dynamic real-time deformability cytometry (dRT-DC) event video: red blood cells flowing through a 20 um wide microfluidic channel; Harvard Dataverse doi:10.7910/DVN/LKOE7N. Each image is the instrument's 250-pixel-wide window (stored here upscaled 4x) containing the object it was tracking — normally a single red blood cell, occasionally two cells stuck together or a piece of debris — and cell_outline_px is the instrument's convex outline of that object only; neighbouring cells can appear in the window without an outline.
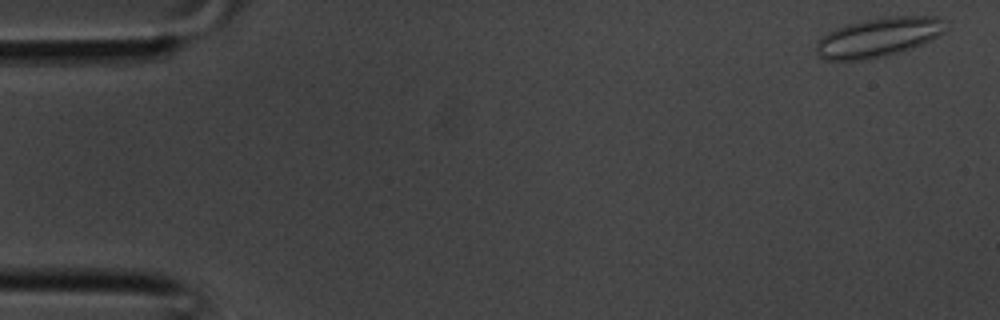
{"species": "common noctule bat (a hibernating species)", "species_latin": "Nyctalus noctula", "temperature_condition": "room temperature", "stored_images_in_passage": 9, "camera_frame_rate_fps": 3000, "um_per_image_px": 0.085, "animal": {"sex": "male", "body_mass_g": 20.1, "forearm_length_mm": 53.5}, "frame": {"image": 1, "passage_image": 1, "time_ms": 0.0, "image_size_px": [1000, 320], "cell_outline_px": [[948, 28], [944, 32], [932, 40], [924, 44], [900, 52], [868, 60], [828, 60], [820, 56], [816, 52], [816, 40], [828, 32], [836, 28], [848, 24], [868, 20], [892, 16], [936, 16]], "centroid_in_image_um": [74.67, 3.18], "position_along_channel_um": 10.3, "area_um2": 29.54}}